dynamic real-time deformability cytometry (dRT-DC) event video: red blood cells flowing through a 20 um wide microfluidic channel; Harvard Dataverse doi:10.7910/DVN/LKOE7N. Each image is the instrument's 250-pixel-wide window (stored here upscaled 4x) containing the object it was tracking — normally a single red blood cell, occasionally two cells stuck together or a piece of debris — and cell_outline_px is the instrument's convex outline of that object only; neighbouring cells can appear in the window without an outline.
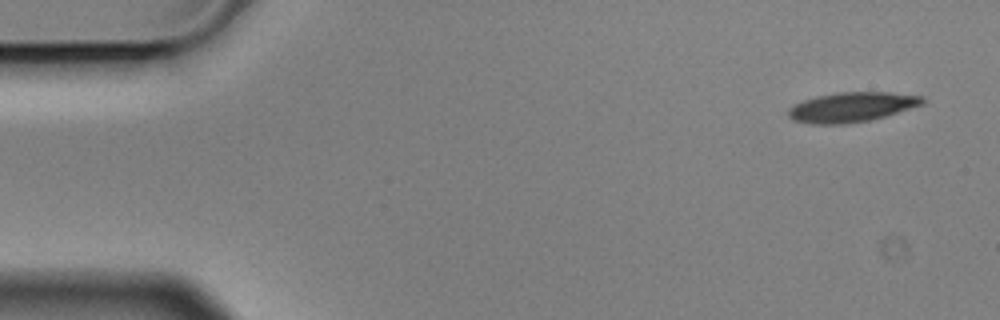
{"species": "Egyptian fruit bat (a non-hibernating species)", "species_latin": "Rousettus aegyptiacus", "temperature_condition": "cold", "stored_images_in_passage": 8, "camera_frame_rate_fps": 3000, "um_per_image_px": 0.085, "animal": {"sex": "male"}, "frame": {"image": 1, "passage_image": 1, "time_ms": 0.0, "image_size_px": [1000, 320], "cell_outline_px": [[924, 104], [884, 116], [868, 120], [844, 124], [812, 124], [792, 120], [788, 116], [788, 108], [804, 100], [816, 96], [836, 92], [892, 92], [924, 96]], "centroid_in_image_um": [72.39, 9.09], "position_along_channel_um": 12.6, "area_um2": 23.24}}
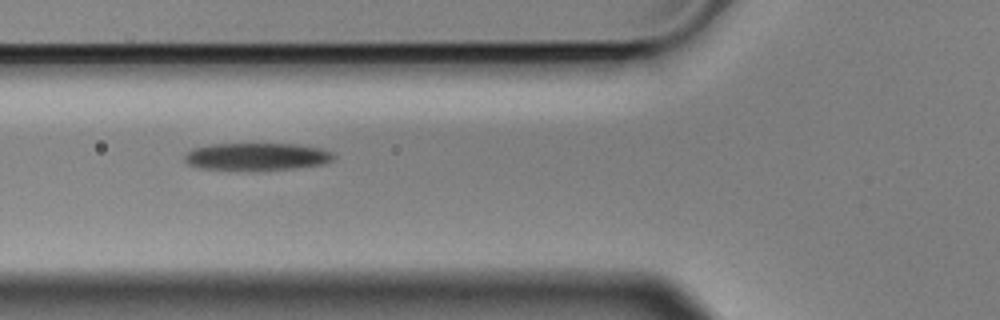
{"frame": {"image": 2, "passage_image": 6, "time_ms": 1.667, "image_size_px": [1000, 320], "cell_outline_px": [[336, 156], [332, 160], [324, 164], [296, 168], [200, 168], [188, 164], [184, 160], [184, 156], [192, 148], [212, 144], [296, 144], [320, 148], [332, 152]], "centroid_in_image_um": [21.86, 13.28], "position_along_channel_um": 103.9, "area_um2": 23.06}}
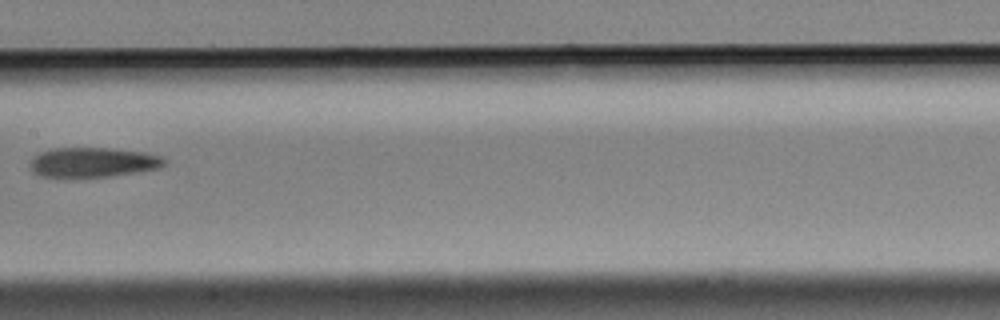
{"frame": {"image": 3, "passage_image": 8, "time_ms": 2.333, "image_size_px": [1000, 320], "cell_outline_px": [[168, 164], [160, 168], [140, 172], [112, 176], [64, 180], [40, 176], [32, 172], [28, 168], [28, 164], [32, 156], [40, 152], [56, 148], [108, 148], [144, 152], [160, 156], [168, 160]], "centroid_in_image_um": [7.84, 13.84], "position_along_channel_um": 199.6, "area_um2": 24.51}}